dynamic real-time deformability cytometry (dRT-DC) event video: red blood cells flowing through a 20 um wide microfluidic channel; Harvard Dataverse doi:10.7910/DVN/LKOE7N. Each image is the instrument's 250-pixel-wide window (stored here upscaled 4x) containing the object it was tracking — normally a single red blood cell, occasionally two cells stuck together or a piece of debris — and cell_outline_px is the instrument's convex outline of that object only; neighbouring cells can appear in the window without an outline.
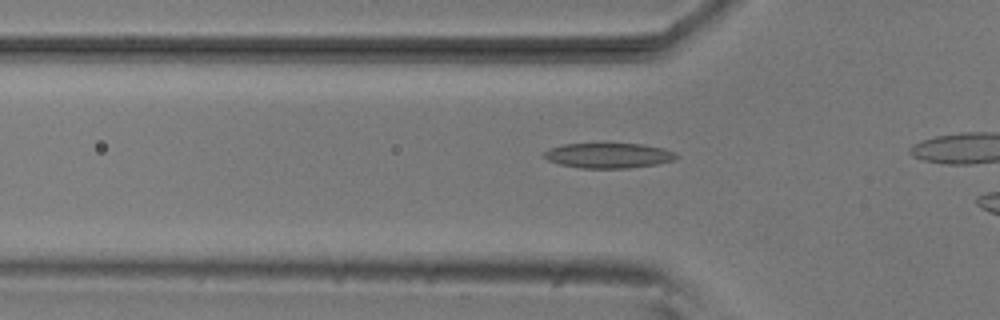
{"species": "common noctule bat (a hibernating species)", "species_latin": "Nyctalus noctula", "temperature_condition": "room temperature", "stored_images_in_passage": 12, "camera_frame_rate_fps": 3000, "um_per_image_px": 0.085, "animal": {"sex": "male", "body_mass_g": 20.5, "forearm_length_mm": 52.5}, "frame": {"image": 1, "passage_image": 9, "time_ms": 2.667, "image_size_px": [1000, 320], "cell_outline_px": [[680, 156], [672, 160], [656, 164], [628, 168], [580, 168], [560, 164], [548, 160], [544, 156], [544, 152], [548, 148], [564, 144], [644, 144], [664, 148], [676, 152]], "centroid_in_image_um": [51.74, 13.21], "position_along_channel_um": 74.1, "area_um2": 19.31}}